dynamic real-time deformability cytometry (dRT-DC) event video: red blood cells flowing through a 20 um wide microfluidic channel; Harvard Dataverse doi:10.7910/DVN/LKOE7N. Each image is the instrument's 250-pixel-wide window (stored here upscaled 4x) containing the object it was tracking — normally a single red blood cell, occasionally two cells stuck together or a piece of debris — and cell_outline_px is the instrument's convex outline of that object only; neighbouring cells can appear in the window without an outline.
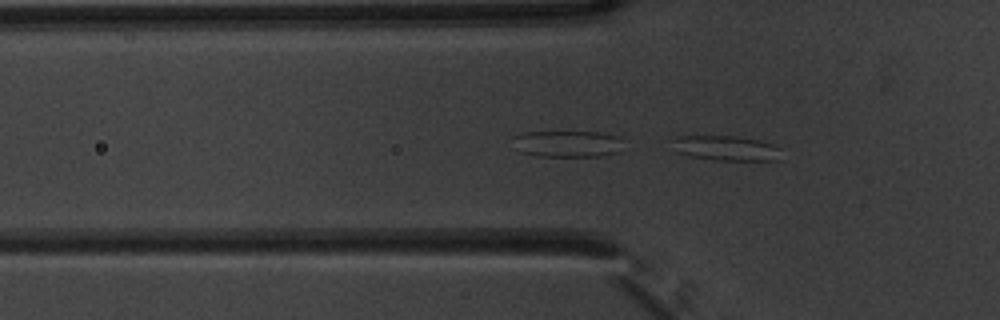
{"species": "common noctule bat (a hibernating species)", "species_latin": "Nyctalus noctula", "temperature_condition": "warm", "stored_images_in_passage": 47, "camera_frame_rate_fps": 3000, "um_per_image_px": 0.085, "animal": {"sex": "male", "body_mass_g": 20.1, "forearm_length_mm": 53.5}, "frame": {"image": 1, "passage_image": 17, "time_ms": 5.333, "image_size_px": [1000, 320], "cell_outline_px": [[784, 160], [716, 160], [688, 156], [676, 152], [668, 140], [676, 136], [732, 136], [760, 140], [772, 144], [780, 148]], "centroid_in_image_um": [61.69, 12.6], "position_along_channel_um": 64.1, "area_um2": 16.24}}
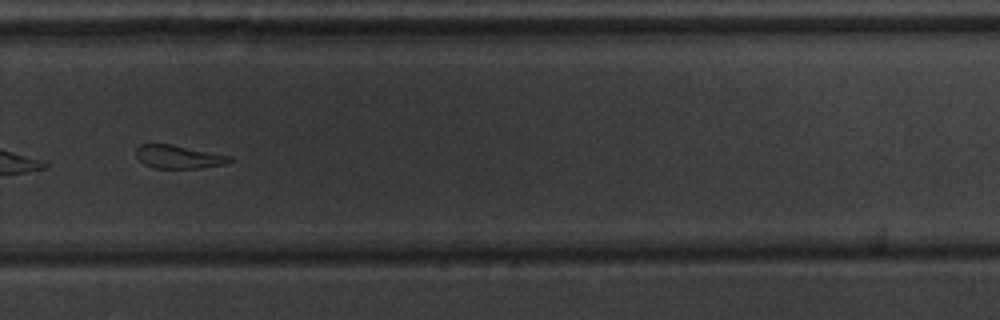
{"frame": {"image": 2, "passage_image": 37, "time_ms": 12.0, "image_size_px": [1000, 320], "cell_outline_px": [[232, 160], [224, 164], [200, 168], [156, 168], [144, 164], [136, 156], [136, 148], [140, 144], [168, 144], [232, 156]], "centroid_in_image_um": [15.16, 13.33], "position_along_channel_um": 314.6, "area_um2": 12.48}}
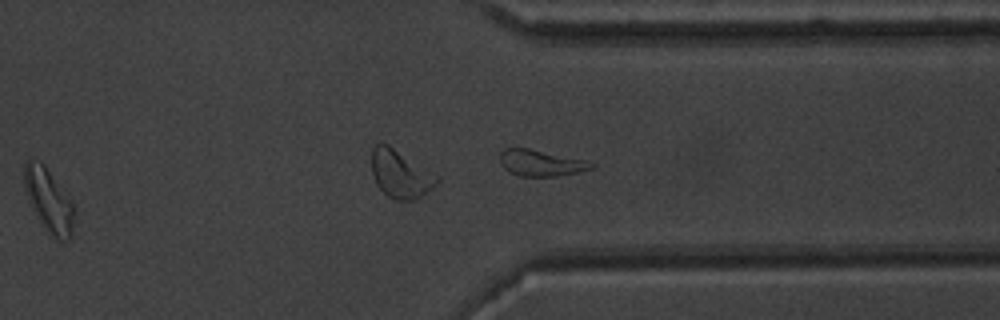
{"frame": {"image": 3, "passage_image": 41, "time_ms": 13.333, "image_size_px": [1000, 320], "cell_outline_px": [[72, 232], [68, 240], [52, 236], [48, 232], [36, 216], [32, 208], [24, 184], [24, 160], [28, 160], [44, 164], [72, 204]], "centroid_in_image_um": [4.09, 17.01], "position_along_channel_um": 407.3, "area_um2": 17.4}, "authors_computed_cell_mechanics": {"area_um2": 16.2418, "velocity_mm_per_s": 3.7935, "shape_relaxation_time_tau1_ms": null, "shape_relaxation_time_tau2_ms": 3.5583, "deformation_change_tau1": null, "deformation_change_tau2": 0.148}}